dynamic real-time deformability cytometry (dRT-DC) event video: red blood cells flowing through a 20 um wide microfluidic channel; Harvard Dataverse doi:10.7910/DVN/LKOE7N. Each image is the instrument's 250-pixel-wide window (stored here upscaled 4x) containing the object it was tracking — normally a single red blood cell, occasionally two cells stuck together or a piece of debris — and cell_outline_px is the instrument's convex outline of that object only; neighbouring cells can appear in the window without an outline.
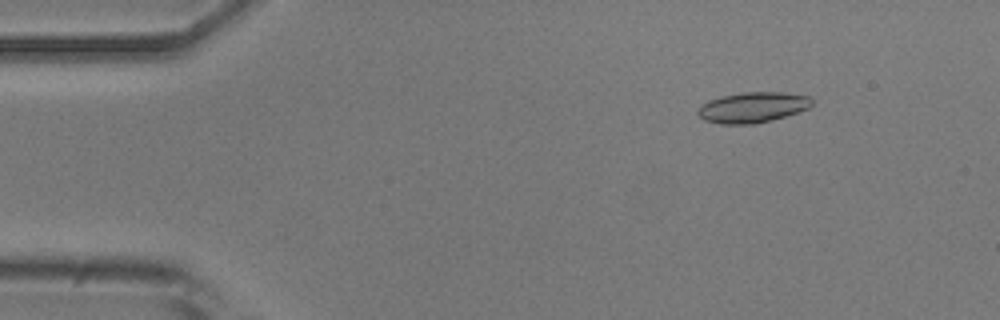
{"species": "common noctule bat (a hibernating species)", "species_latin": "Nyctalus noctula", "temperature_condition": "room temperature", "stored_images_in_passage": 43, "camera_frame_rate_fps": 3000, "um_per_image_px": 0.085, "animal": {"sex": "male", "body_mass_g": 20.5, "forearm_length_mm": 52.5}, "frame": {"image": 1, "passage_image": 7, "time_ms": 2.0, "image_size_px": [1000, 320], "cell_outline_px": [[812, 104], [808, 108], [772, 120], [756, 124], [720, 124], [704, 120], [696, 112], [700, 104], [708, 100], [720, 96], [744, 92], [784, 92], [812, 96]], "centroid_in_image_um": [63.95, 9.12], "position_along_channel_um": 21.1, "area_um2": 20.46}}
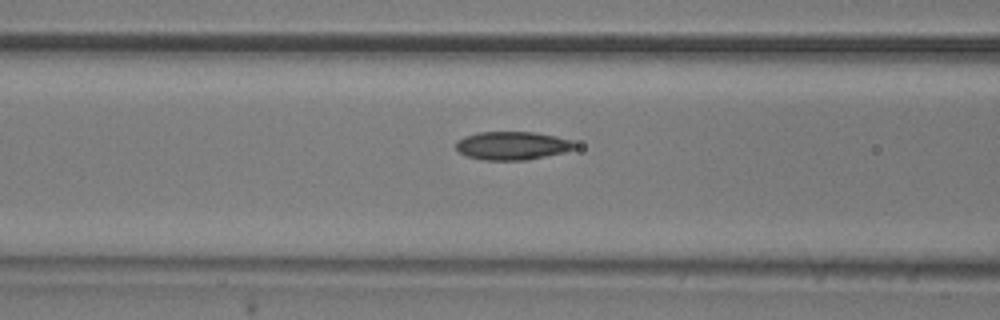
{"frame": {"image": 2, "passage_image": 21, "time_ms": 6.667, "image_size_px": [1000, 320], "cell_outline_px": [[576, 148], [564, 152], [528, 160], [484, 160], [464, 156], [456, 148], [456, 140], [464, 136], [476, 132], [536, 132], [556, 136], [572, 140], [576, 144]], "centroid_in_image_um": [43.53, 12.38], "position_along_channel_um": 123.1, "area_um2": 19.83}}
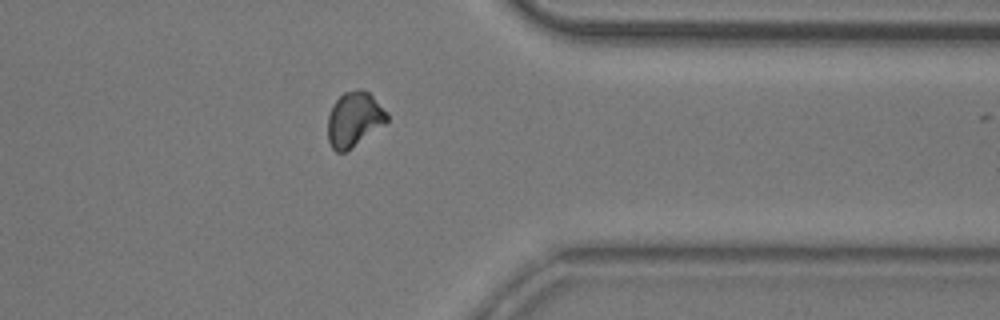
{"frame": {"image": 3, "passage_image": 42, "time_ms": 13.667, "image_size_px": [1000, 320], "cell_outline_px": [[388, 120], [384, 124], [344, 152], [336, 152], [332, 148], [328, 140], [328, 116], [332, 104], [344, 92], [356, 88], [364, 88], [388, 112]], "centroid_in_image_um": [30.09, 10.09], "position_along_channel_um": 381.3, "area_um2": 18.79}}